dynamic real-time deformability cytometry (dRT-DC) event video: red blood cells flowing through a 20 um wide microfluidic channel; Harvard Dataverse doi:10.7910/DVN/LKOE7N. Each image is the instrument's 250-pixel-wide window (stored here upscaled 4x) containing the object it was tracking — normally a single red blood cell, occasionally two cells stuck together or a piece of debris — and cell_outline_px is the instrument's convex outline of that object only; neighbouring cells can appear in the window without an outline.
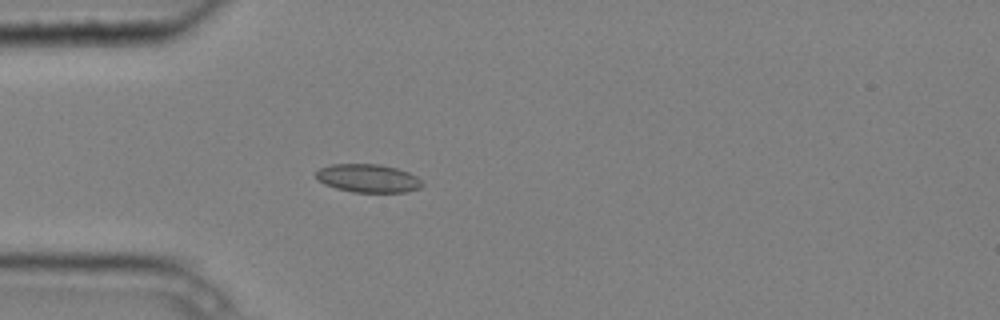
{"species": "common noctule bat (a hibernating species)", "species_latin": "Nyctalus noctula", "temperature_condition": "cold", "stored_images_in_passage": 4, "camera_frame_rate_fps": 3000, "um_per_image_px": 0.085, "animal": {"sex": "male", "body_mass_g": 20.4}, "frame": {"image": 1, "passage_image": 4, "time_ms": 1.0, "image_size_px": [1000, 320], "cell_outline_px": [[424, 184], [420, 188], [404, 192], [352, 192], [336, 188], [324, 184], [316, 180], [316, 172], [320, 168], [332, 164], [380, 164], [396, 168], [408, 172], [416, 176]], "centroid_in_image_um": [31.26, 15.15], "position_along_channel_um": 53.7, "area_um2": 17.51}}